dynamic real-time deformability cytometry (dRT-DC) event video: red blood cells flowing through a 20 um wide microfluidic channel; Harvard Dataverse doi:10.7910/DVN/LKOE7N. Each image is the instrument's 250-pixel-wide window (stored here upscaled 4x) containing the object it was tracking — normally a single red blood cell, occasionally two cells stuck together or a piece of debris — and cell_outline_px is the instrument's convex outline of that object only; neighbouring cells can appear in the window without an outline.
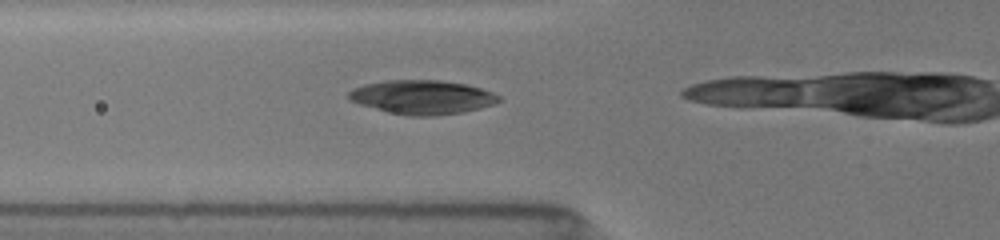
{"species": "common noctule bat (a hibernating species)", "species_latin": "Nyctalus noctula", "temperature_condition": "room temperature", "stored_images_in_passage": 5, "camera_frame_rate_fps": 3000, "um_per_image_px": 0.085, "animal": {"sex": "female", "body_mass_g": 19.5, "forearm_length_mm": 54.1}, "frame": {"image": 1, "passage_image": 2, "time_ms": 0.333, "image_size_px": [1000, 240], "cell_outline_px": [[500, 100], [496, 104], [464, 112], [436, 116], [408, 116], [388, 112], [360, 104], [348, 100], [348, 92], [352, 88], [364, 84], [388, 80], [440, 80], [468, 84], [492, 92], [500, 96]], "centroid_in_image_um": [35.9, 8.26], "position_along_channel_um": 89.9, "area_um2": 30.0}}